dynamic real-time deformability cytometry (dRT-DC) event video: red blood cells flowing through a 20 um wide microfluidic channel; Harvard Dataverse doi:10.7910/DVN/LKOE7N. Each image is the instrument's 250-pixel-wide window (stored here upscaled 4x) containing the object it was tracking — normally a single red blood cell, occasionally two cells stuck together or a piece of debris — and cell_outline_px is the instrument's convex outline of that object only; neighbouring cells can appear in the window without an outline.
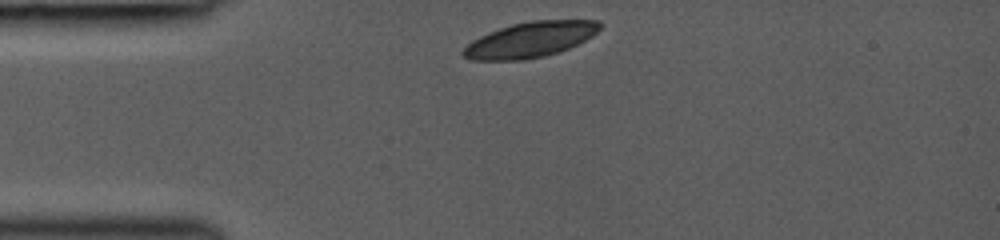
{"species": "common noctule bat (a hibernating species)", "species_latin": "Nyctalus noctula", "temperature_condition": "room temperature", "stored_images_in_passage": 4, "camera_frame_rate_fps": 3000, "um_per_image_px": 0.085, "animal": {"sex": "female", "body_mass_g": 19.0, "forearm_length_mm": 53.3}, "frame": {"image": 1, "passage_image": 1, "time_ms": 0.0, "image_size_px": [1000, 240], "cell_outline_px": [[600, 28], [592, 36], [568, 48], [544, 56], [524, 60], [468, 60], [460, 52], [472, 40], [488, 32], [512, 24], [532, 20], [600, 20]], "centroid_in_image_um": [45.03, 3.37], "position_along_channel_um": 40.0, "area_um2": 28.03}}